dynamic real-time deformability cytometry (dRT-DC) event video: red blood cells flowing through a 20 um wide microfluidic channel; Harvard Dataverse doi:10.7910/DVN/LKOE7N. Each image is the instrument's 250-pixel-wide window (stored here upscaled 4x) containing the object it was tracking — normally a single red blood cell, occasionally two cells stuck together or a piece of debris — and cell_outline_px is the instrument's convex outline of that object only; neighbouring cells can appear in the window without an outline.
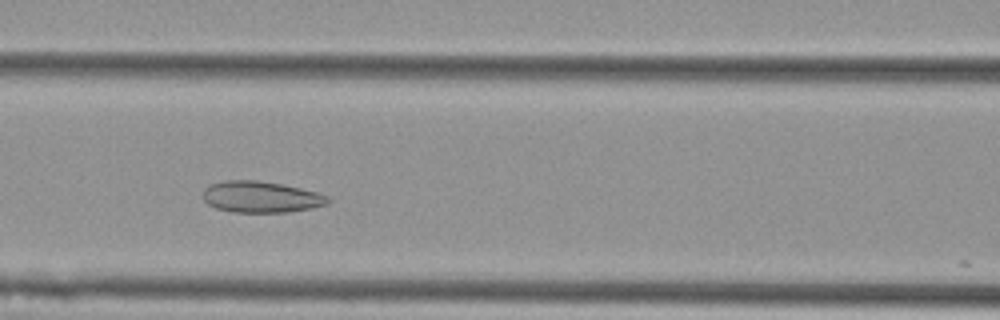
{"species": "Egyptian fruit bat (a non-hibernating species)", "species_latin": "Rousettus aegyptiacus", "temperature_condition": "cold", "stored_images_in_passage": 45, "camera_frame_rate_fps": 3000, "um_per_image_px": 0.085, "animal": {"sex": "female"}, "frame": {"image": 1, "passage_image": 15, "time_ms": 4.667, "image_size_px": [1000, 320], "cell_outline_px": [[332, 200], [328, 204], [312, 208], [288, 212], [232, 212], [216, 208], [208, 204], [200, 196], [204, 188], [208, 184], [224, 180], [256, 180], [280, 184], [320, 192], [328, 196]], "centroid_in_image_um": [22.17, 16.73], "position_along_channel_um": 144.4, "area_um2": 23.18}}
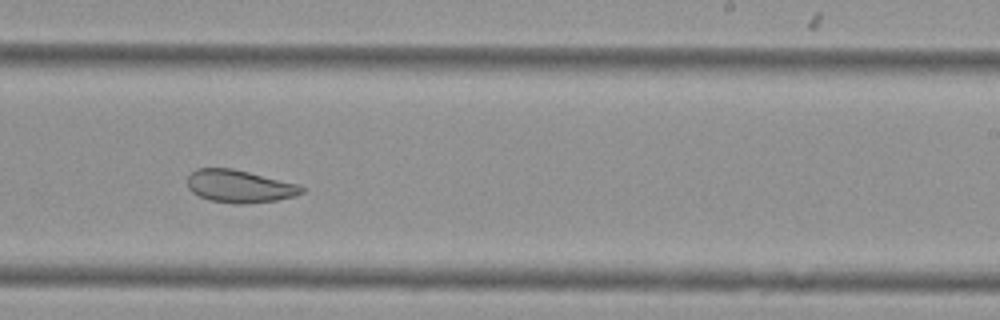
{"frame": {"image": 2, "passage_image": 25, "time_ms": 8.0, "image_size_px": [1000, 320], "cell_outline_px": [[304, 192], [296, 196], [276, 200], [244, 204], [236, 204], [208, 200], [192, 192], [188, 188], [188, 176], [196, 168], [232, 168], [300, 184], [304, 188]], "centroid_in_image_um": [20.38, 15.83], "position_along_channel_um": 268.6, "area_um2": 21.85}}
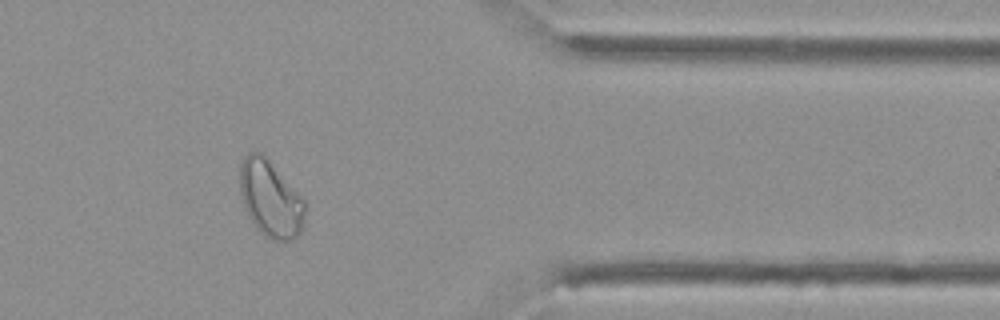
{"frame": {"image": 3, "passage_image": 36, "time_ms": 11.667, "image_size_px": [1000, 320], "cell_outline_px": [[308, 208], [304, 228], [292, 240], [272, 240], [264, 236], [256, 228], [248, 216], [244, 208], [240, 192], [240, 164], [244, 156], [248, 152], [264, 152], [304, 200]], "centroid_in_image_um": [23.01, 16.89], "position_along_channel_um": 388.4, "area_um2": 29.77}, "authors_computed_cell_mechanics": {"area_um2": 26.588, "velocity_mm_per_s": 3.7464, "shape_relaxation_time_tau1_ms": null, "shape_relaxation_time_tau2_ms": 3.1587, "deformation_change_tau1": null, "deformation_change_tau2": 0.0882}}